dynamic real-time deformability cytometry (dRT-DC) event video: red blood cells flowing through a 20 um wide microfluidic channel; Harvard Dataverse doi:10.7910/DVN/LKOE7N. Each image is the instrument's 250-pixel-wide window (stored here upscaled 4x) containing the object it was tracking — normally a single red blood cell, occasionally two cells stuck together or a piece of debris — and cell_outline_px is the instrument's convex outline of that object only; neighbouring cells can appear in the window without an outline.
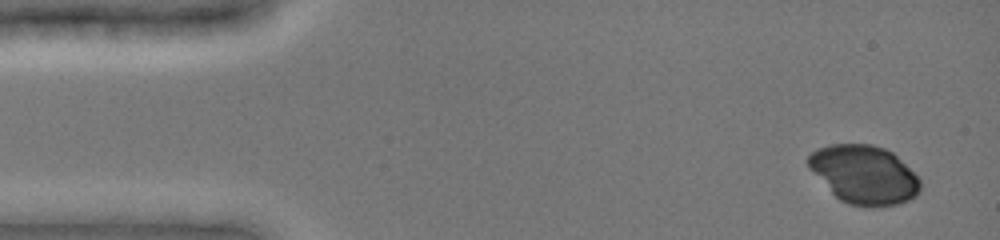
{"species": "common noctule bat (a hibernating species)", "species_latin": "Nyctalus noctula", "temperature_condition": "cold", "stored_images_in_passage": 16, "camera_frame_rate_fps": 3000, "um_per_image_px": 0.085, "animal": {"sex": "female", "body_mass_g": 19.0, "forearm_length_mm": 51.5}, "frame": {"image": 1, "passage_image": 3, "time_ms": 0.667, "image_size_px": [1000, 240], "cell_outline_px": [[920, 188], [916, 196], [900, 204], [848, 204], [840, 200], [808, 168], [808, 156], [816, 148], [828, 144], [872, 144], [884, 148], [892, 152], [920, 180]], "centroid_in_image_um": [73.41, 14.8], "position_along_channel_um": 11.6, "area_um2": 37.4}}